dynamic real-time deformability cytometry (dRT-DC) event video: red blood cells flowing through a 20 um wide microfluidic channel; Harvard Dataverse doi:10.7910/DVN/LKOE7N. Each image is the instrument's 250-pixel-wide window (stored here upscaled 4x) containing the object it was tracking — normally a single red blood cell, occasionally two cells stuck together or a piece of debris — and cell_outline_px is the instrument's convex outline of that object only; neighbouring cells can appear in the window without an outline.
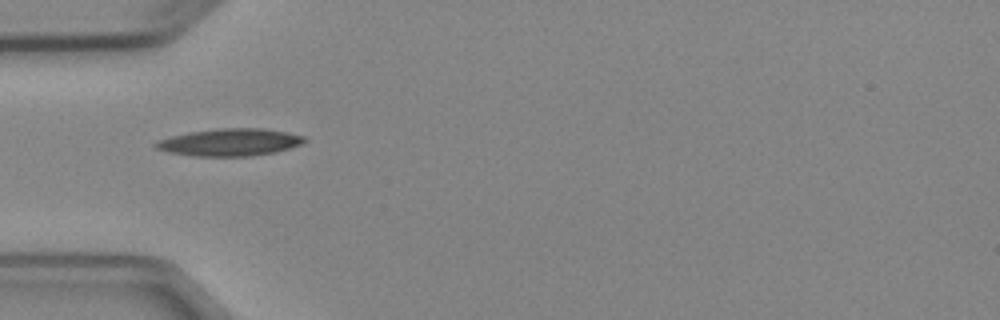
{"species": "Egyptian fruit bat (a non-hibernating species)", "species_latin": "Rousettus aegyptiacus", "temperature_condition": "cold", "stored_images_in_passage": 2, "camera_frame_rate_fps": 3000, "um_per_image_px": 0.085, "animal": {"sex": "female"}, "frame": {"image": 1, "passage_image": 1, "time_ms": 0.0, "image_size_px": [1000, 320], "cell_outline_px": [[308, 140], [300, 144], [276, 152], [252, 156], [196, 156], [168, 152], [156, 148], [152, 144], [160, 140], [172, 136], [188, 132], [220, 128], [264, 128], [304, 136]], "centroid_in_image_um": [19.54, 12.09], "position_along_channel_um": 65.5, "area_um2": 23.52}}
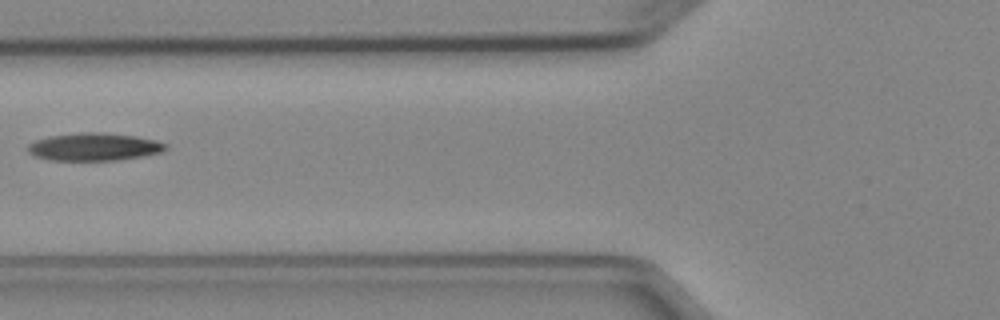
{"frame": {"image": 2, "passage_image": 2, "time_ms": 1.333, "image_size_px": [1000, 320], "cell_outline_px": [[168, 148], [160, 152], [140, 156], [116, 160], [52, 160], [36, 156], [28, 152], [28, 144], [36, 140], [48, 136], [80, 132], [100, 132], [136, 136], [156, 140], [168, 144]], "centroid_in_image_um": [8.0, 12.47], "position_along_channel_um": 117.8, "area_um2": 22.14}}